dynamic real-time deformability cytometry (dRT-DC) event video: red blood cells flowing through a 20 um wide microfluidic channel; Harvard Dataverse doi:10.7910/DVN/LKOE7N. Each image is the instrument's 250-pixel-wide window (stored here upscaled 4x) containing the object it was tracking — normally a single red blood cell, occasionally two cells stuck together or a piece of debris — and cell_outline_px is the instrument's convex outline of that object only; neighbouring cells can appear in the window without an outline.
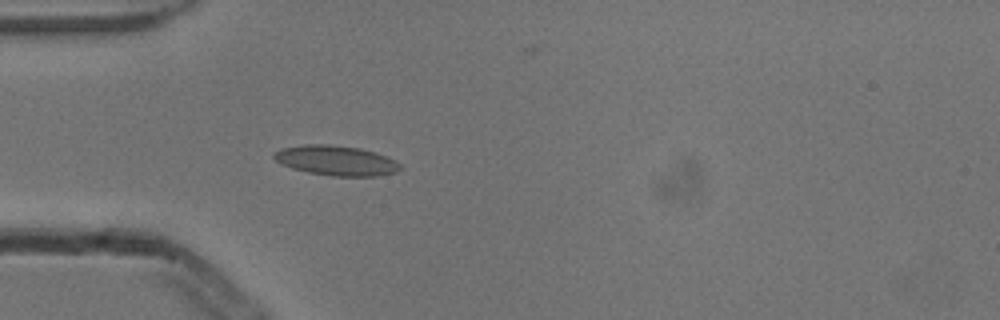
{"species": "common noctule bat (a hibernating species)", "species_latin": "Nyctalus noctula", "temperature_condition": "cold", "stored_images_in_passage": 4, "camera_frame_rate_fps": 3000, "um_per_image_px": 0.085, "animal": {"sex": "male", "body_mass_g": 13.3}, "frame": {"image": 1, "passage_image": 4, "time_ms": 1.0, "image_size_px": [1000, 320], "cell_outline_px": [[404, 168], [396, 172], [376, 176], [332, 176], [308, 172], [292, 168], [280, 164], [272, 156], [272, 152], [280, 148], [304, 144], [328, 144], [360, 148], [376, 152], [388, 156], [396, 160]], "centroid_in_image_um": [28.57, 13.64], "position_along_channel_um": 56.4, "area_um2": 22.37}}